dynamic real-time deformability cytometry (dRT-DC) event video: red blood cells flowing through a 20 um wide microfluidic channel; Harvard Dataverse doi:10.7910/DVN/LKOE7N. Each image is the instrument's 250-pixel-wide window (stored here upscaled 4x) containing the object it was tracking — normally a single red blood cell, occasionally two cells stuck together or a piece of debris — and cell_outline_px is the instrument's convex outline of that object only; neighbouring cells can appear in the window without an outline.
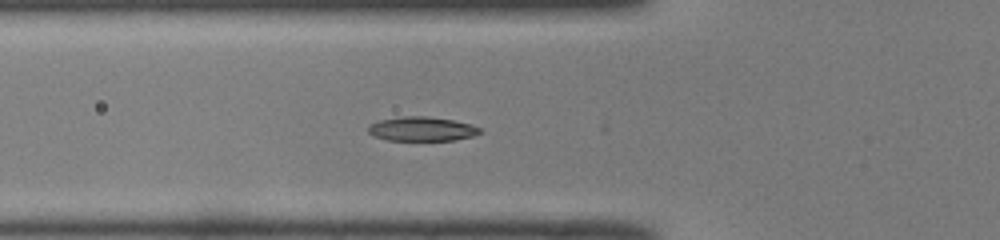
{"species": "common noctule bat (a hibernating species)", "species_latin": "Nyctalus noctula", "temperature_condition": "room temperature", "stored_images_in_passage": 25, "camera_frame_rate_fps": 3000, "um_per_image_px": 0.085, "animal": {"sex": "male", "body_mass_g": 19.0, "forearm_length_mm": 50.8}, "frame": {"image": 1, "passage_image": 2, "time_ms": 0.333, "image_size_px": [1000, 240], "cell_outline_px": [[484, 132], [472, 136], [456, 140], [384, 140], [372, 136], [368, 132], [368, 124], [380, 120], [404, 116], [428, 116], [452, 120], [472, 124], [480, 128]], "centroid_in_image_um": [35.85, 10.96], "position_along_channel_um": 90.0, "area_um2": 15.95}}
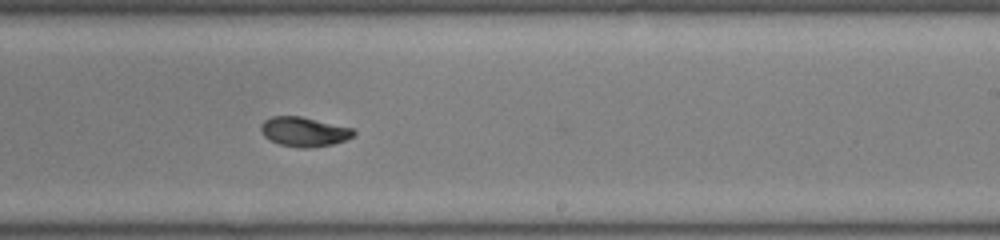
{"frame": {"image": 2, "passage_image": 15, "time_ms": 4.667, "image_size_px": [1000, 240], "cell_outline_px": [[356, 132], [352, 136], [344, 140], [332, 144], [312, 148], [300, 148], [280, 144], [268, 140], [264, 136], [260, 128], [260, 124], [264, 120], [272, 116], [300, 116], [352, 128]], "centroid_in_image_um": [25.8, 11.2], "position_along_channel_um": 263.2, "area_um2": 15.9}}
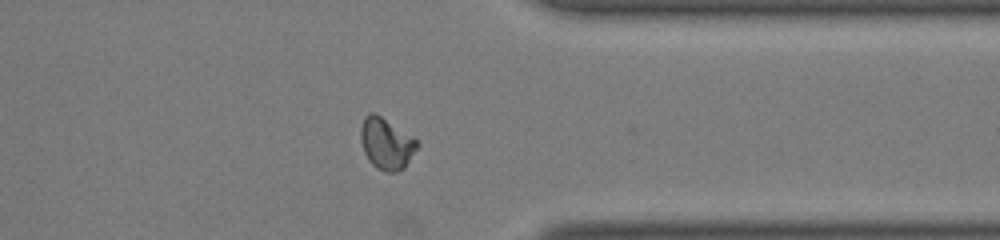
{"frame": {"image": 3, "passage_image": 24, "time_ms": 7.667, "image_size_px": [1000, 240], "cell_outline_px": [[420, 144], [404, 168], [396, 172], [384, 172], [376, 168], [368, 160], [364, 152], [360, 140], [360, 128], [364, 116], [368, 112], [376, 112], [412, 136]], "centroid_in_image_um": [32.82, 12.19], "position_along_channel_um": 378.6, "area_um2": 17.17}}